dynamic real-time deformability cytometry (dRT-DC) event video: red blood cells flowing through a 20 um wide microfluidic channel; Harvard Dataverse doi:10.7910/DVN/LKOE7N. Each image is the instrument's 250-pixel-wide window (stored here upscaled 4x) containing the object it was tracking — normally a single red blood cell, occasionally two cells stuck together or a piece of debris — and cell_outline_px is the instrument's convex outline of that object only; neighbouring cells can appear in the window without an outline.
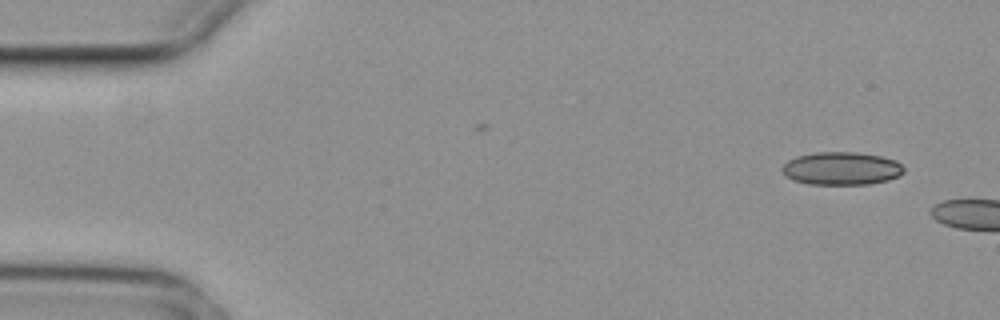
{"species": "common noctule bat (a hibernating species)", "species_latin": "Nyctalus noctula", "temperature_condition": "cold", "stored_images_in_passage": 3, "camera_frame_rate_fps": 3000, "um_per_image_px": 0.085, "animal": {"sex": "female", "body_mass_g": 29.2, "forearm_length_mm": 56.3}, "frame": {"image": 1, "passage_image": 3, "time_ms": 0.667, "image_size_px": [1000, 320], "cell_outline_px": [[904, 172], [888, 180], [868, 184], [808, 184], [792, 180], [784, 176], [780, 168], [788, 160], [796, 156], [816, 152], [856, 152], [880, 156], [896, 160], [904, 168]], "centroid_in_image_um": [71.47, 14.32], "position_along_channel_um": 13.5, "area_um2": 23.47}}